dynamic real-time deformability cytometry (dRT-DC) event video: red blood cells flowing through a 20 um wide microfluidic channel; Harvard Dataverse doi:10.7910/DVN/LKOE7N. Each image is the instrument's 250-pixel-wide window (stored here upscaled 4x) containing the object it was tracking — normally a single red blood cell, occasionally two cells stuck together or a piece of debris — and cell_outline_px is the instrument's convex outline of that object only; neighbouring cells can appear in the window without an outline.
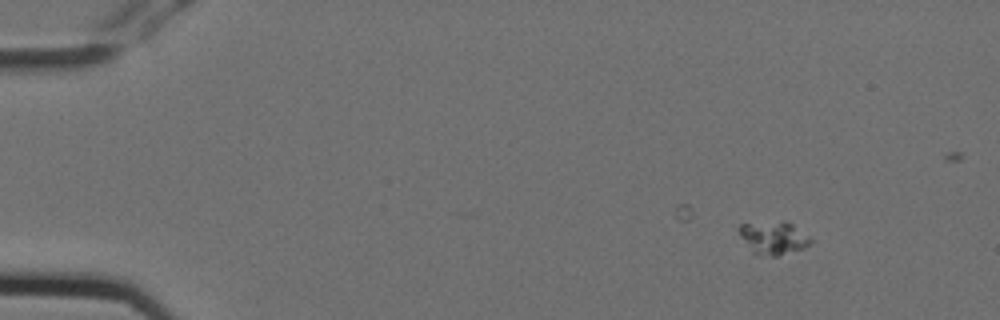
{"species": "Egyptian fruit bat (a non-hibernating species)", "species_latin": "Rousettus aegyptiacus", "temperature_condition": "cold", "stored_images_in_passage": 4, "camera_frame_rate_fps": 3000, "um_per_image_px": 0.085, "animal": {"sex": "female"}, "frame": {"image": 1, "passage_image": 1, "time_ms": 0.0, "image_size_px": [1000, 320], "cell_outline_px": [[812, 244], [804, 248], [776, 256], [756, 256], [752, 252], [740, 236], [736, 228], [740, 224], [780, 220], [788, 220], [808, 236], [812, 240]], "centroid_in_image_um": [65.72, 20.2], "position_along_channel_um": 19.3, "area_um2": 14.16}}
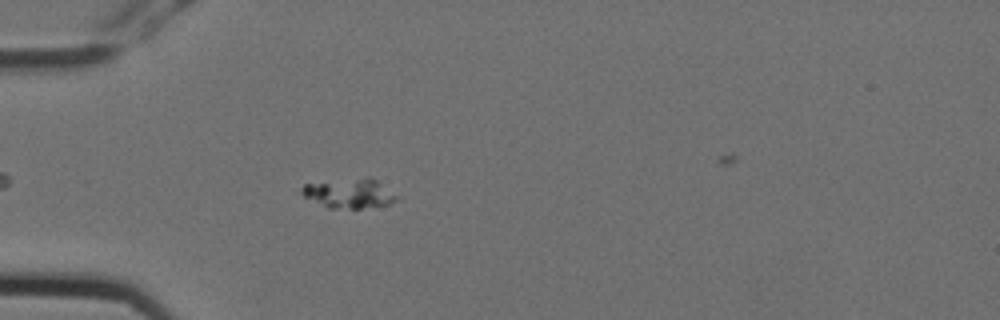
{"frame": {"image": 2, "passage_image": 4, "time_ms": 1.0, "image_size_px": [1000, 320], "cell_outline_px": [[396, 200], [388, 204], [360, 208], [328, 208], [304, 196], [300, 192], [300, 188], [304, 184], [364, 176], [368, 176], [376, 180], [396, 196]], "centroid_in_image_um": [29.64, 16.41], "position_along_channel_um": 55.4, "area_um2": 16.13}}